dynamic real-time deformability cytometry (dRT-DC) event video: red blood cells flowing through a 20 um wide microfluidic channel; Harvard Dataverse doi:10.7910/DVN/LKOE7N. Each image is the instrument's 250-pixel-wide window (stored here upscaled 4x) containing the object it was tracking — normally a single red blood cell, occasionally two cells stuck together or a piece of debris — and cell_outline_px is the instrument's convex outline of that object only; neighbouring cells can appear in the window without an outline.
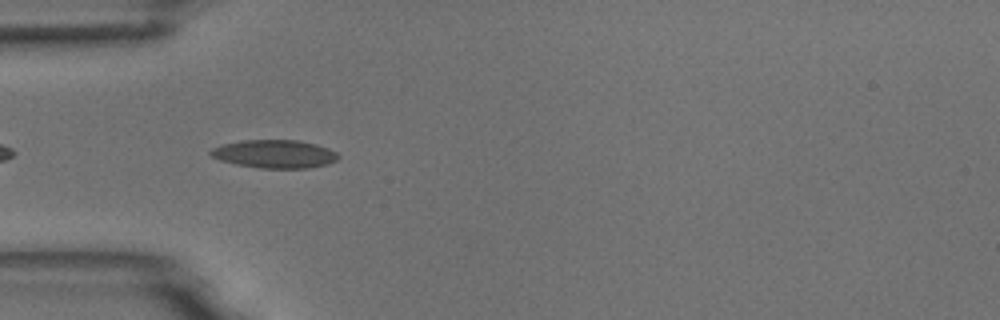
{"species": "common noctule bat (a hibernating species)", "species_latin": "Nyctalus noctula", "temperature_condition": "room temperature", "stored_images_in_passage": 6, "camera_frame_rate_fps": 3000, "um_per_image_px": 0.085, "animal": {"sex": "male", "body_mass_g": 18.8}, "frame": {"image": 1, "passage_image": 5, "time_ms": 1.333, "image_size_px": [1000, 320], "cell_outline_px": [[340, 156], [336, 160], [328, 164], [308, 168], [260, 168], [236, 164], [220, 160], [212, 156], [208, 152], [212, 148], [220, 144], [244, 140], [300, 140], [316, 144], [328, 148], [336, 152]], "centroid_in_image_um": [23.34, 13.08], "position_along_channel_um": 61.7, "area_um2": 21.04}}